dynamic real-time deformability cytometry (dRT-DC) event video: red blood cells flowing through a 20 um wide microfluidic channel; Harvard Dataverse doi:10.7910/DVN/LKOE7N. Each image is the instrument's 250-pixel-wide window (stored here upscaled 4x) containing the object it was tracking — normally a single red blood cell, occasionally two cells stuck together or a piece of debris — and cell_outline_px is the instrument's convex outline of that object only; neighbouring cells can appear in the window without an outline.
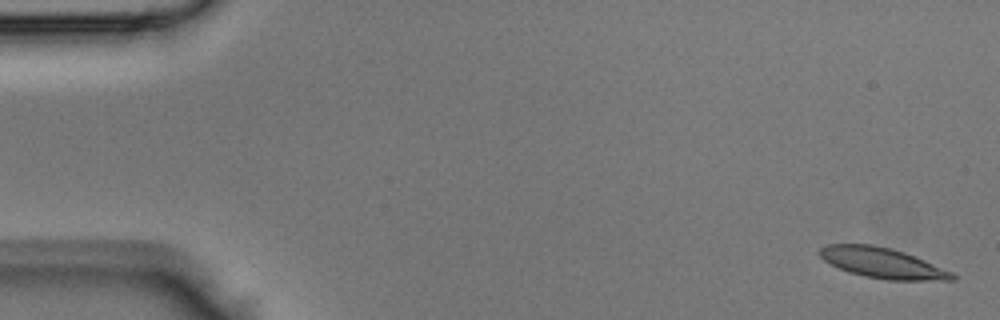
{"species": "Egyptian fruit bat (a non-hibernating species)", "species_latin": "Rousettus aegyptiacus", "temperature_condition": "room temperature", "stored_images_in_passage": 43, "camera_frame_rate_fps": 3000, "um_per_image_px": 0.085, "animal": {"sex": "male"}, "frame": {"image": 1, "passage_image": 1, "time_ms": 0.0, "image_size_px": [1000, 320], "cell_outline_px": [[956, 280], [888, 280], [864, 276], [848, 272], [824, 260], [816, 252], [820, 248], [828, 244], [872, 244], [892, 248], [904, 252], [924, 260], [952, 272], [956, 276]], "centroid_in_image_um": [74.98, 22.34], "position_along_channel_um": 10.0, "area_um2": 23.41}}
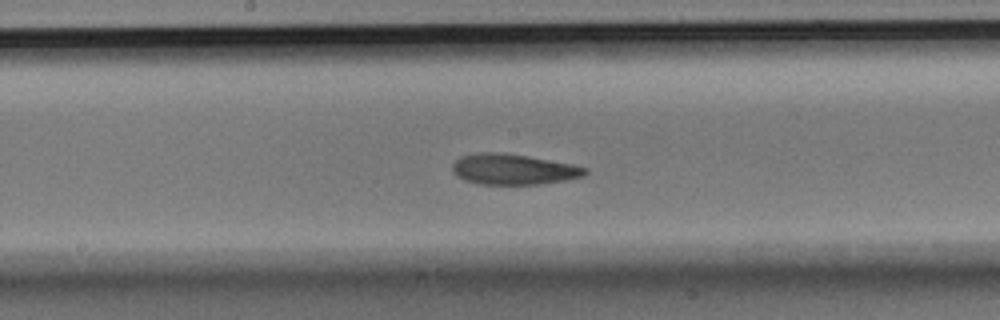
{"frame": {"image": 2, "passage_image": 22, "time_ms": 7.0, "image_size_px": [1000, 320], "cell_outline_px": [[588, 172], [584, 176], [564, 180], [540, 184], [480, 184], [464, 180], [456, 176], [452, 172], [452, 164], [460, 156], [476, 152], [500, 152], [524, 156], [568, 164], [588, 168]], "centroid_in_image_um": [43.56, 14.39], "position_along_channel_um": 204.6, "area_um2": 23.47}}
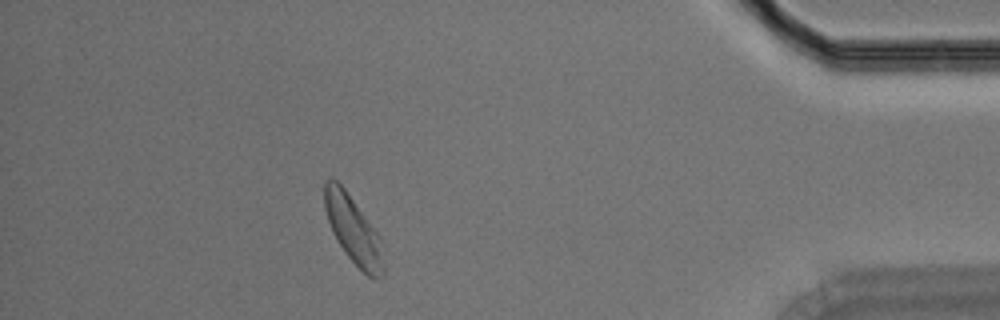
{"frame": {"image": 3, "passage_image": 38, "time_ms": 12.333, "image_size_px": [1000, 320], "cell_outline_px": [[384, 276], [380, 280], [376, 280], [368, 276], [344, 252], [332, 232], [324, 208], [324, 180], [328, 176], [332, 176], [344, 188], [376, 232], [380, 240], [384, 268]], "centroid_in_image_um": [29.99, 19.54], "position_along_channel_um": 405.2, "area_um2": 22.95}}